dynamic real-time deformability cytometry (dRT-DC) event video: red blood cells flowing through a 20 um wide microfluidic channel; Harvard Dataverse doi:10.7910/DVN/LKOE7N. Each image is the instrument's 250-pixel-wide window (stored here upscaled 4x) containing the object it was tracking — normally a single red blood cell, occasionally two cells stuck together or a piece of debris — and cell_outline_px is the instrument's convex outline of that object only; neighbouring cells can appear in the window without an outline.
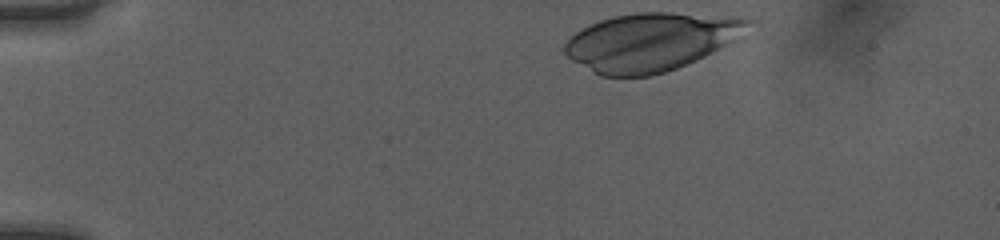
{"species": "human", "species_latin": "Homo sapiens", "temperature_condition": "room temperature", "stored_images_in_passage": 35, "camera_frame_rate_fps": 3000, "um_per_image_px": 0.085, "donor": {"sex": "female"}, "frame": {"image": 1, "passage_image": 1, "time_ms": 0.0, "image_size_px": [1000, 240], "cell_outline_px": [[756, 20], [744, 36], [696, 60], [676, 68], [652, 76], [600, 76], [572, 60], [564, 52], [564, 44], [580, 28], [600, 20], [612, 16], [636, 12], [668, 12], [748, 16]], "centroid_in_image_um": [55.42, 3.52], "position_along_channel_um": 29.6, "area_um2": 62.83}}